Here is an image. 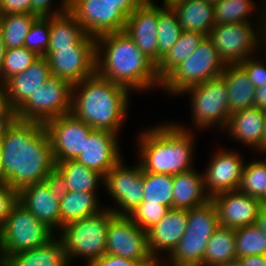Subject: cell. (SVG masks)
Here are the masks:
<instances>
[{"label":"cell","mask_w":266,"mask_h":266,"mask_svg":"<svg viewBox=\"0 0 266 266\" xmlns=\"http://www.w3.org/2000/svg\"><path fill=\"white\" fill-rule=\"evenodd\" d=\"M103 188L114 204L105 207L115 215L128 216L144 198L143 170L140 163L137 161L128 167L122 158L104 177Z\"/></svg>","instance_id":"7c38bea8"},{"label":"cell","mask_w":266,"mask_h":266,"mask_svg":"<svg viewBox=\"0 0 266 266\" xmlns=\"http://www.w3.org/2000/svg\"><path fill=\"white\" fill-rule=\"evenodd\" d=\"M254 107L266 110V82L255 90Z\"/></svg>","instance_id":"f5cc1de1"},{"label":"cell","mask_w":266,"mask_h":266,"mask_svg":"<svg viewBox=\"0 0 266 266\" xmlns=\"http://www.w3.org/2000/svg\"><path fill=\"white\" fill-rule=\"evenodd\" d=\"M211 200L218 212L219 225L233 229L254 225L259 211L265 205L239 189L219 193Z\"/></svg>","instance_id":"ffe728a7"},{"label":"cell","mask_w":266,"mask_h":266,"mask_svg":"<svg viewBox=\"0 0 266 266\" xmlns=\"http://www.w3.org/2000/svg\"><path fill=\"white\" fill-rule=\"evenodd\" d=\"M158 63L169 52L180 38L183 28L178 22L176 13L171 7L158 5Z\"/></svg>","instance_id":"d590c367"},{"label":"cell","mask_w":266,"mask_h":266,"mask_svg":"<svg viewBox=\"0 0 266 266\" xmlns=\"http://www.w3.org/2000/svg\"><path fill=\"white\" fill-rule=\"evenodd\" d=\"M241 266H266V255L238 257Z\"/></svg>","instance_id":"816d5d0a"},{"label":"cell","mask_w":266,"mask_h":266,"mask_svg":"<svg viewBox=\"0 0 266 266\" xmlns=\"http://www.w3.org/2000/svg\"><path fill=\"white\" fill-rule=\"evenodd\" d=\"M187 211L170 208L158 223L146 231L149 251L159 264L180 242L187 226Z\"/></svg>","instance_id":"44dd1931"},{"label":"cell","mask_w":266,"mask_h":266,"mask_svg":"<svg viewBox=\"0 0 266 266\" xmlns=\"http://www.w3.org/2000/svg\"><path fill=\"white\" fill-rule=\"evenodd\" d=\"M96 73L132 93H149L161 88L157 65L124 31L96 38Z\"/></svg>","instance_id":"7a4b0ae2"},{"label":"cell","mask_w":266,"mask_h":266,"mask_svg":"<svg viewBox=\"0 0 266 266\" xmlns=\"http://www.w3.org/2000/svg\"><path fill=\"white\" fill-rule=\"evenodd\" d=\"M213 7L205 0H184L171 6L183 31L201 32L206 36L215 25Z\"/></svg>","instance_id":"83f0119b"},{"label":"cell","mask_w":266,"mask_h":266,"mask_svg":"<svg viewBox=\"0 0 266 266\" xmlns=\"http://www.w3.org/2000/svg\"><path fill=\"white\" fill-rule=\"evenodd\" d=\"M67 10L92 37L122 32L127 16L108 0H67Z\"/></svg>","instance_id":"5bb4252c"},{"label":"cell","mask_w":266,"mask_h":266,"mask_svg":"<svg viewBox=\"0 0 266 266\" xmlns=\"http://www.w3.org/2000/svg\"><path fill=\"white\" fill-rule=\"evenodd\" d=\"M51 76L48 60L40 56L25 71L3 83L6 105L17 111Z\"/></svg>","instance_id":"603a6c76"},{"label":"cell","mask_w":266,"mask_h":266,"mask_svg":"<svg viewBox=\"0 0 266 266\" xmlns=\"http://www.w3.org/2000/svg\"><path fill=\"white\" fill-rule=\"evenodd\" d=\"M0 266H2V254H1V249H0Z\"/></svg>","instance_id":"be15d7a7"},{"label":"cell","mask_w":266,"mask_h":266,"mask_svg":"<svg viewBox=\"0 0 266 266\" xmlns=\"http://www.w3.org/2000/svg\"><path fill=\"white\" fill-rule=\"evenodd\" d=\"M197 133L180 128L172 120L142 129L136 141V158L142 170L176 175L194 169Z\"/></svg>","instance_id":"3957f363"},{"label":"cell","mask_w":266,"mask_h":266,"mask_svg":"<svg viewBox=\"0 0 266 266\" xmlns=\"http://www.w3.org/2000/svg\"><path fill=\"white\" fill-rule=\"evenodd\" d=\"M212 153L208 166L203 170L206 194L212 198L222 192L238 190L245 164L244 155L225 147Z\"/></svg>","instance_id":"2e32d148"},{"label":"cell","mask_w":266,"mask_h":266,"mask_svg":"<svg viewBox=\"0 0 266 266\" xmlns=\"http://www.w3.org/2000/svg\"><path fill=\"white\" fill-rule=\"evenodd\" d=\"M44 126L51 143L55 163L75 160L83 151L89 134L94 130L72 113L51 119Z\"/></svg>","instance_id":"9a60e30c"},{"label":"cell","mask_w":266,"mask_h":266,"mask_svg":"<svg viewBox=\"0 0 266 266\" xmlns=\"http://www.w3.org/2000/svg\"><path fill=\"white\" fill-rule=\"evenodd\" d=\"M119 135L106 130L94 129L83 146V151L75 159L103 177L124 157H122Z\"/></svg>","instance_id":"ac0fdd59"},{"label":"cell","mask_w":266,"mask_h":266,"mask_svg":"<svg viewBox=\"0 0 266 266\" xmlns=\"http://www.w3.org/2000/svg\"><path fill=\"white\" fill-rule=\"evenodd\" d=\"M12 13H31L30 0H2L0 15Z\"/></svg>","instance_id":"c3c4849f"},{"label":"cell","mask_w":266,"mask_h":266,"mask_svg":"<svg viewBox=\"0 0 266 266\" xmlns=\"http://www.w3.org/2000/svg\"><path fill=\"white\" fill-rule=\"evenodd\" d=\"M50 40V17H38L25 37L24 46L38 56H44Z\"/></svg>","instance_id":"60d3db41"},{"label":"cell","mask_w":266,"mask_h":266,"mask_svg":"<svg viewBox=\"0 0 266 266\" xmlns=\"http://www.w3.org/2000/svg\"><path fill=\"white\" fill-rule=\"evenodd\" d=\"M45 57L52 76L67 80L72 85L96 73V45H73L47 51Z\"/></svg>","instance_id":"e0dca14e"},{"label":"cell","mask_w":266,"mask_h":266,"mask_svg":"<svg viewBox=\"0 0 266 266\" xmlns=\"http://www.w3.org/2000/svg\"><path fill=\"white\" fill-rule=\"evenodd\" d=\"M206 2L210 3V4H217L220 0H205Z\"/></svg>","instance_id":"6125c7cd"},{"label":"cell","mask_w":266,"mask_h":266,"mask_svg":"<svg viewBox=\"0 0 266 266\" xmlns=\"http://www.w3.org/2000/svg\"><path fill=\"white\" fill-rule=\"evenodd\" d=\"M182 95L189 96L192 121L190 127L183 122H176L180 128L199 133L201 130L212 128L216 129L217 133L224 130L231 113L229 96L222 76L189 87L180 94Z\"/></svg>","instance_id":"8992f818"},{"label":"cell","mask_w":266,"mask_h":266,"mask_svg":"<svg viewBox=\"0 0 266 266\" xmlns=\"http://www.w3.org/2000/svg\"><path fill=\"white\" fill-rule=\"evenodd\" d=\"M115 214L107 207L97 214L70 222L56 233L66 252L70 266L80 259L85 266L106 253L107 230Z\"/></svg>","instance_id":"5b68a950"},{"label":"cell","mask_w":266,"mask_h":266,"mask_svg":"<svg viewBox=\"0 0 266 266\" xmlns=\"http://www.w3.org/2000/svg\"><path fill=\"white\" fill-rule=\"evenodd\" d=\"M116 5L127 17L146 0H108Z\"/></svg>","instance_id":"f907efd6"},{"label":"cell","mask_w":266,"mask_h":266,"mask_svg":"<svg viewBox=\"0 0 266 266\" xmlns=\"http://www.w3.org/2000/svg\"><path fill=\"white\" fill-rule=\"evenodd\" d=\"M224 68L213 42L205 36L196 50L162 80L160 89L169 97H180L189 87L221 76Z\"/></svg>","instance_id":"9c48e42d"},{"label":"cell","mask_w":266,"mask_h":266,"mask_svg":"<svg viewBox=\"0 0 266 266\" xmlns=\"http://www.w3.org/2000/svg\"><path fill=\"white\" fill-rule=\"evenodd\" d=\"M146 0L128 17L124 32L137 45V47L158 65V2Z\"/></svg>","instance_id":"d6986e66"},{"label":"cell","mask_w":266,"mask_h":266,"mask_svg":"<svg viewBox=\"0 0 266 266\" xmlns=\"http://www.w3.org/2000/svg\"><path fill=\"white\" fill-rule=\"evenodd\" d=\"M106 253L139 261L144 266H160L149 251L147 232L127 215H115L110 220Z\"/></svg>","instance_id":"4fadbf2b"},{"label":"cell","mask_w":266,"mask_h":266,"mask_svg":"<svg viewBox=\"0 0 266 266\" xmlns=\"http://www.w3.org/2000/svg\"><path fill=\"white\" fill-rule=\"evenodd\" d=\"M73 45H96V38L89 36L68 10L57 16H51L47 51L71 48Z\"/></svg>","instance_id":"d4e9b609"},{"label":"cell","mask_w":266,"mask_h":266,"mask_svg":"<svg viewBox=\"0 0 266 266\" xmlns=\"http://www.w3.org/2000/svg\"><path fill=\"white\" fill-rule=\"evenodd\" d=\"M132 92L95 73L72 87L71 113L93 129L120 135L130 110Z\"/></svg>","instance_id":"277c9868"},{"label":"cell","mask_w":266,"mask_h":266,"mask_svg":"<svg viewBox=\"0 0 266 266\" xmlns=\"http://www.w3.org/2000/svg\"><path fill=\"white\" fill-rule=\"evenodd\" d=\"M73 85L51 76L16 111L17 119L45 124L51 119L71 113Z\"/></svg>","instance_id":"8fae6325"},{"label":"cell","mask_w":266,"mask_h":266,"mask_svg":"<svg viewBox=\"0 0 266 266\" xmlns=\"http://www.w3.org/2000/svg\"><path fill=\"white\" fill-rule=\"evenodd\" d=\"M204 35L201 32L183 31L176 44L157 65V74L162 81L175 67L185 61L199 46Z\"/></svg>","instance_id":"836d02e7"},{"label":"cell","mask_w":266,"mask_h":266,"mask_svg":"<svg viewBox=\"0 0 266 266\" xmlns=\"http://www.w3.org/2000/svg\"><path fill=\"white\" fill-rule=\"evenodd\" d=\"M55 167L65 177L69 191L98 192L104 187V177L76 160L56 162Z\"/></svg>","instance_id":"1f68e13d"},{"label":"cell","mask_w":266,"mask_h":266,"mask_svg":"<svg viewBox=\"0 0 266 266\" xmlns=\"http://www.w3.org/2000/svg\"><path fill=\"white\" fill-rule=\"evenodd\" d=\"M88 266H144V265L139 261H134L131 259L105 253L99 259L92 261Z\"/></svg>","instance_id":"7dc6e473"},{"label":"cell","mask_w":266,"mask_h":266,"mask_svg":"<svg viewBox=\"0 0 266 266\" xmlns=\"http://www.w3.org/2000/svg\"><path fill=\"white\" fill-rule=\"evenodd\" d=\"M145 203H157L173 208V175L143 171Z\"/></svg>","instance_id":"74e56055"},{"label":"cell","mask_w":266,"mask_h":266,"mask_svg":"<svg viewBox=\"0 0 266 266\" xmlns=\"http://www.w3.org/2000/svg\"><path fill=\"white\" fill-rule=\"evenodd\" d=\"M266 154V126H265V130H264V139H263V144L261 146V152L259 153V155H265Z\"/></svg>","instance_id":"94428289"},{"label":"cell","mask_w":266,"mask_h":266,"mask_svg":"<svg viewBox=\"0 0 266 266\" xmlns=\"http://www.w3.org/2000/svg\"><path fill=\"white\" fill-rule=\"evenodd\" d=\"M40 56L25 46L6 49L1 69V84L15 74L25 71Z\"/></svg>","instance_id":"ab89813d"},{"label":"cell","mask_w":266,"mask_h":266,"mask_svg":"<svg viewBox=\"0 0 266 266\" xmlns=\"http://www.w3.org/2000/svg\"><path fill=\"white\" fill-rule=\"evenodd\" d=\"M211 198L204 189V175L196 167L173 175V208L191 209Z\"/></svg>","instance_id":"484cf974"},{"label":"cell","mask_w":266,"mask_h":266,"mask_svg":"<svg viewBox=\"0 0 266 266\" xmlns=\"http://www.w3.org/2000/svg\"><path fill=\"white\" fill-rule=\"evenodd\" d=\"M221 76L229 96L230 113L254 106L256 88L247 73L238 65H225Z\"/></svg>","instance_id":"f546056e"},{"label":"cell","mask_w":266,"mask_h":266,"mask_svg":"<svg viewBox=\"0 0 266 266\" xmlns=\"http://www.w3.org/2000/svg\"><path fill=\"white\" fill-rule=\"evenodd\" d=\"M266 126V110L249 107L231 113L226 127L222 131L226 137L238 141L244 147H249L255 154L261 152Z\"/></svg>","instance_id":"7402d4cb"},{"label":"cell","mask_w":266,"mask_h":266,"mask_svg":"<svg viewBox=\"0 0 266 266\" xmlns=\"http://www.w3.org/2000/svg\"><path fill=\"white\" fill-rule=\"evenodd\" d=\"M181 1H184V0H162L161 1L162 3L160 2V4H162L164 7H171L175 3L181 2Z\"/></svg>","instance_id":"91938a15"},{"label":"cell","mask_w":266,"mask_h":266,"mask_svg":"<svg viewBox=\"0 0 266 266\" xmlns=\"http://www.w3.org/2000/svg\"><path fill=\"white\" fill-rule=\"evenodd\" d=\"M236 258L235 229L219 225L207 242L202 266H216Z\"/></svg>","instance_id":"d6a6232c"},{"label":"cell","mask_w":266,"mask_h":266,"mask_svg":"<svg viewBox=\"0 0 266 266\" xmlns=\"http://www.w3.org/2000/svg\"><path fill=\"white\" fill-rule=\"evenodd\" d=\"M7 183V180L4 175L3 171V164H2V147H1V141H0V184Z\"/></svg>","instance_id":"6f0895ef"},{"label":"cell","mask_w":266,"mask_h":266,"mask_svg":"<svg viewBox=\"0 0 266 266\" xmlns=\"http://www.w3.org/2000/svg\"><path fill=\"white\" fill-rule=\"evenodd\" d=\"M236 255H266V237L255 225L235 229Z\"/></svg>","instance_id":"f35d334b"},{"label":"cell","mask_w":266,"mask_h":266,"mask_svg":"<svg viewBox=\"0 0 266 266\" xmlns=\"http://www.w3.org/2000/svg\"><path fill=\"white\" fill-rule=\"evenodd\" d=\"M56 233L18 200L0 228V249L3 264L14 254L47 244Z\"/></svg>","instance_id":"30bf717a"},{"label":"cell","mask_w":266,"mask_h":266,"mask_svg":"<svg viewBox=\"0 0 266 266\" xmlns=\"http://www.w3.org/2000/svg\"><path fill=\"white\" fill-rule=\"evenodd\" d=\"M254 225L261 230L266 237V205L259 211L257 218L255 219Z\"/></svg>","instance_id":"db71d44e"},{"label":"cell","mask_w":266,"mask_h":266,"mask_svg":"<svg viewBox=\"0 0 266 266\" xmlns=\"http://www.w3.org/2000/svg\"><path fill=\"white\" fill-rule=\"evenodd\" d=\"M261 53L258 54L259 57L251 56L238 64L247 73L255 88L263 86L266 82V47Z\"/></svg>","instance_id":"7bdbcfd3"},{"label":"cell","mask_w":266,"mask_h":266,"mask_svg":"<svg viewBox=\"0 0 266 266\" xmlns=\"http://www.w3.org/2000/svg\"><path fill=\"white\" fill-rule=\"evenodd\" d=\"M218 227V212L211 199L188 209L184 234L160 266H202L207 242Z\"/></svg>","instance_id":"52a82bcc"},{"label":"cell","mask_w":266,"mask_h":266,"mask_svg":"<svg viewBox=\"0 0 266 266\" xmlns=\"http://www.w3.org/2000/svg\"><path fill=\"white\" fill-rule=\"evenodd\" d=\"M18 200L55 233L60 230V199L53 195L44 181L23 187L18 192Z\"/></svg>","instance_id":"cb8c5ba5"},{"label":"cell","mask_w":266,"mask_h":266,"mask_svg":"<svg viewBox=\"0 0 266 266\" xmlns=\"http://www.w3.org/2000/svg\"><path fill=\"white\" fill-rule=\"evenodd\" d=\"M170 208L157 203H145L144 201L128 216L142 230L147 231L158 223Z\"/></svg>","instance_id":"b9f144b4"},{"label":"cell","mask_w":266,"mask_h":266,"mask_svg":"<svg viewBox=\"0 0 266 266\" xmlns=\"http://www.w3.org/2000/svg\"><path fill=\"white\" fill-rule=\"evenodd\" d=\"M101 192L68 191L60 199V229L64 225L102 211Z\"/></svg>","instance_id":"4dcf8cb0"},{"label":"cell","mask_w":266,"mask_h":266,"mask_svg":"<svg viewBox=\"0 0 266 266\" xmlns=\"http://www.w3.org/2000/svg\"><path fill=\"white\" fill-rule=\"evenodd\" d=\"M259 1L258 5L254 0H220L213 7L215 25L266 22V0Z\"/></svg>","instance_id":"4316f807"},{"label":"cell","mask_w":266,"mask_h":266,"mask_svg":"<svg viewBox=\"0 0 266 266\" xmlns=\"http://www.w3.org/2000/svg\"><path fill=\"white\" fill-rule=\"evenodd\" d=\"M5 93L3 84L0 83V112L6 107Z\"/></svg>","instance_id":"9f6ffc18"},{"label":"cell","mask_w":266,"mask_h":266,"mask_svg":"<svg viewBox=\"0 0 266 266\" xmlns=\"http://www.w3.org/2000/svg\"><path fill=\"white\" fill-rule=\"evenodd\" d=\"M216 266H241V264H240L238 258H236L234 260H231V261H228L226 263H222V264H219Z\"/></svg>","instance_id":"680465c9"},{"label":"cell","mask_w":266,"mask_h":266,"mask_svg":"<svg viewBox=\"0 0 266 266\" xmlns=\"http://www.w3.org/2000/svg\"><path fill=\"white\" fill-rule=\"evenodd\" d=\"M17 201L18 191L13 189L8 183L0 184V228Z\"/></svg>","instance_id":"f6af8a7d"},{"label":"cell","mask_w":266,"mask_h":266,"mask_svg":"<svg viewBox=\"0 0 266 266\" xmlns=\"http://www.w3.org/2000/svg\"><path fill=\"white\" fill-rule=\"evenodd\" d=\"M43 181L53 195L59 199L65 196L69 191L65 177L56 167L46 176Z\"/></svg>","instance_id":"bcb514c9"},{"label":"cell","mask_w":266,"mask_h":266,"mask_svg":"<svg viewBox=\"0 0 266 266\" xmlns=\"http://www.w3.org/2000/svg\"><path fill=\"white\" fill-rule=\"evenodd\" d=\"M3 266H70L60 239L55 236L47 244L12 255Z\"/></svg>","instance_id":"f1b7e54d"},{"label":"cell","mask_w":266,"mask_h":266,"mask_svg":"<svg viewBox=\"0 0 266 266\" xmlns=\"http://www.w3.org/2000/svg\"><path fill=\"white\" fill-rule=\"evenodd\" d=\"M17 120L16 110L6 106L0 112V140L6 135L8 129Z\"/></svg>","instance_id":"681fc988"},{"label":"cell","mask_w":266,"mask_h":266,"mask_svg":"<svg viewBox=\"0 0 266 266\" xmlns=\"http://www.w3.org/2000/svg\"><path fill=\"white\" fill-rule=\"evenodd\" d=\"M5 50H6V48H5L2 34L0 31V83H1V69H2V65H3Z\"/></svg>","instance_id":"11a10c76"},{"label":"cell","mask_w":266,"mask_h":266,"mask_svg":"<svg viewBox=\"0 0 266 266\" xmlns=\"http://www.w3.org/2000/svg\"><path fill=\"white\" fill-rule=\"evenodd\" d=\"M239 190L266 205V155L245 162Z\"/></svg>","instance_id":"8d00e7d4"},{"label":"cell","mask_w":266,"mask_h":266,"mask_svg":"<svg viewBox=\"0 0 266 266\" xmlns=\"http://www.w3.org/2000/svg\"><path fill=\"white\" fill-rule=\"evenodd\" d=\"M38 17L31 13L0 15V31L6 49L24 46L31 25Z\"/></svg>","instance_id":"e575fe53"},{"label":"cell","mask_w":266,"mask_h":266,"mask_svg":"<svg viewBox=\"0 0 266 266\" xmlns=\"http://www.w3.org/2000/svg\"><path fill=\"white\" fill-rule=\"evenodd\" d=\"M31 14L37 17H51L64 13L67 10V0H30ZM58 2V5L57 3ZM56 4V5H55Z\"/></svg>","instance_id":"ee69618b"},{"label":"cell","mask_w":266,"mask_h":266,"mask_svg":"<svg viewBox=\"0 0 266 266\" xmlns=\"http://www.w3.org/2000/svg\"><path fill=\"white\" fill-rule=\"evenodd\" d=\"M208 37L225 65H236L266 47V22L214 25Z\"/></svg>","instance_id":"ba28073f"},{"label":"cell","mask_w":266,"mask_h":266,"mask_svg":"<svg viewBox=\"0 0 266 266\" xmlns=\"http://www.w3.org/2000/svg\"><path fill=\"white\" fill-rule=\"evenodd\" d=\"M0 141L5 178L18 192L42 182L55 168L51 143L42 123L17 119Z\"/></svg>","instance_id":"6da1fadb"}]
</instances>
